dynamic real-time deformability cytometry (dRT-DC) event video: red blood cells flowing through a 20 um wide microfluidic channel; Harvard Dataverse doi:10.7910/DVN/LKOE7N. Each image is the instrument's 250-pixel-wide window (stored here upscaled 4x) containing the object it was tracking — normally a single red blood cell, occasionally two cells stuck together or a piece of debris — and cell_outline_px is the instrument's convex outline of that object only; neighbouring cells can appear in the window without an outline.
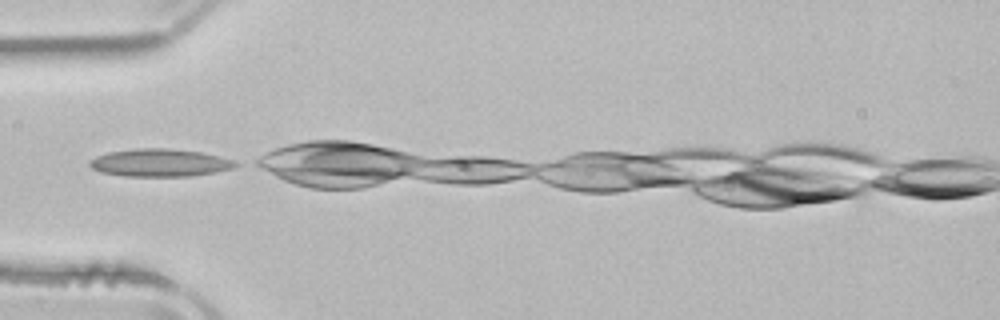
{"species": "common noctule bat (a hibernating species)", "species_latin": "Nyctalus noctula", "temperature_condition": "room temperature", "stored_images_in_passage": 3, "camera_frame_rate_fps": 3000, "um_per_image_px": 0.085, "animal": {"sex": "male", "body_mass_g": 21.5, "forearm_length_mm": 52.0}, "frame": {"image": 1, "passage_image": 1, "time_ms": 0.0, "image_size_px": [1000, 320], "cell_outline_px": [[240, 164], [232, 168], [216, 172], [192, 176], [124, 176], [100, 172], [92, 168], [88, 164], [88, 160], [96, 156], [108, 152], [136, 148], [168, 148], [200, 152], [220, 156], [236, 160]], "centroid_in_image_um": [13.59, 13.83], "position_along_channel_um": 71.4, "area_um2": 23.76}}